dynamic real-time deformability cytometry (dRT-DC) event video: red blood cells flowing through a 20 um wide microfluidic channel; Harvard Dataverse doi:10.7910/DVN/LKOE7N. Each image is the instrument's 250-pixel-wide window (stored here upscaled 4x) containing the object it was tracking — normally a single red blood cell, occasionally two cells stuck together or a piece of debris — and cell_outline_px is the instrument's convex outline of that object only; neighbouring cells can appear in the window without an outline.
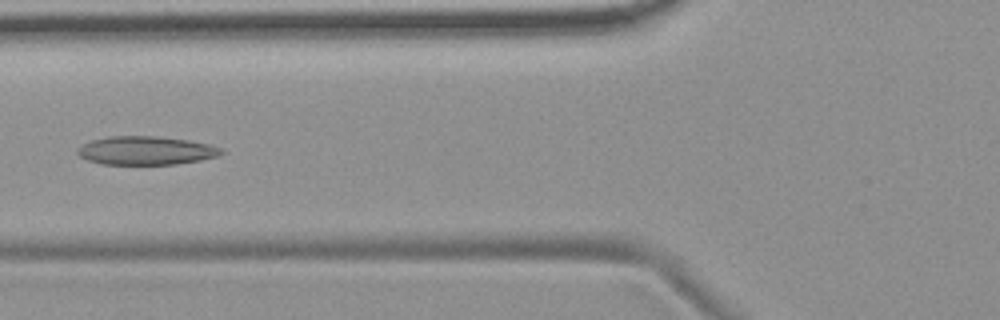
{"species": "common noctule bat (a hibernating species)", "species_latin": "Nyctalus noctula", "temperature_condition": "room temperature", "stored_images_in_passage": 6, "camera_frame_rate_fps": 3000, "um_per_image_px": 0.085, "animal": {"sex": "female", "body_mass_g": 19.9}, "frame": {"image": 1, "passage_image": 6, "time_ms": 5.667, "image_size_px": [1000, 320], "cell_outline_px": [[224, 152], [216, 156], [200, 160], [176, 164], [100, 164], [88, 160], [80, 156], [76, 152], [76, 148], [92, 140], [108, 136], [160, 136], [188, 140], [208, 144], [224, 148]], "centroid_in_image_um": [12.4, 12.79], "position_along_channel_um": 113.4, "area_um2": 23.93}}